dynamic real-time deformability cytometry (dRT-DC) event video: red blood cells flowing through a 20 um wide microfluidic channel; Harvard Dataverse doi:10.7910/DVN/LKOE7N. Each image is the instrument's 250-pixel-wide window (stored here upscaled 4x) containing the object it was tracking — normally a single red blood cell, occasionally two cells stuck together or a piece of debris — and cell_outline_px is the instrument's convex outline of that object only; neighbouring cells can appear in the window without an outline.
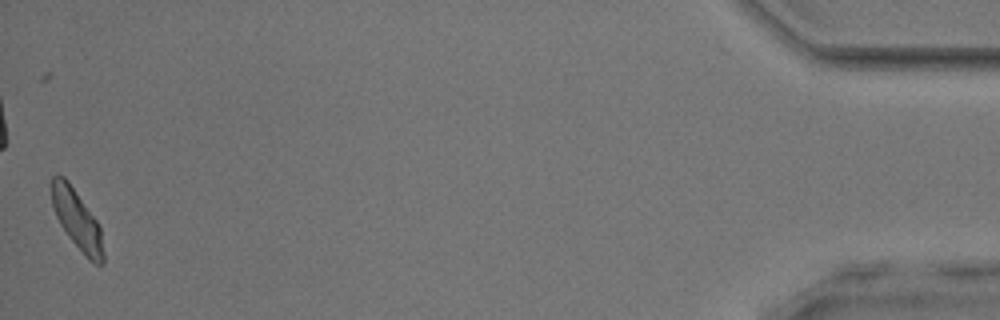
{"species": "common noctule bat (a hibernating species)", "species_latin": "Nyctalus noctula", "temperature_condition": "room temperature", "stored_images_in_passage": 54, "camera_frame_rate_fps": 3000, "um_per_image_px": 0.085, "animal": {"sex": "male", "body_mass_g": 17.9, "forearm_length_mm": 54.2}, "frame": {"image": 1, "passage_image": 54, "time_ms": 17.667, "image_size_px": [1000, 320], "cell_outline_px": [[104, 264], [96, 264], [88, 260], [68, 236], [60, 224], [56, 216], [52, 204], [52, 176], [64, 176], [68, 180], [96, 220], [100, 228], [104, 252]], "centroid_in_image_um": [6.56, 18.71], "position_along_channel_um": 428.6, "area_um2": 17.69}, "authors_computed_cell_mechanics": {"area_um2": 18.7272, "velocity_mm_per_s": 3.894, "shape_relaxation_time_tau1_ms": 3.1295, "shape_relaxation_time_tau2_ms": 2.4802, "deformation_change_tau1": 0.1115, "deformation_change_tau2": 0.0885}}